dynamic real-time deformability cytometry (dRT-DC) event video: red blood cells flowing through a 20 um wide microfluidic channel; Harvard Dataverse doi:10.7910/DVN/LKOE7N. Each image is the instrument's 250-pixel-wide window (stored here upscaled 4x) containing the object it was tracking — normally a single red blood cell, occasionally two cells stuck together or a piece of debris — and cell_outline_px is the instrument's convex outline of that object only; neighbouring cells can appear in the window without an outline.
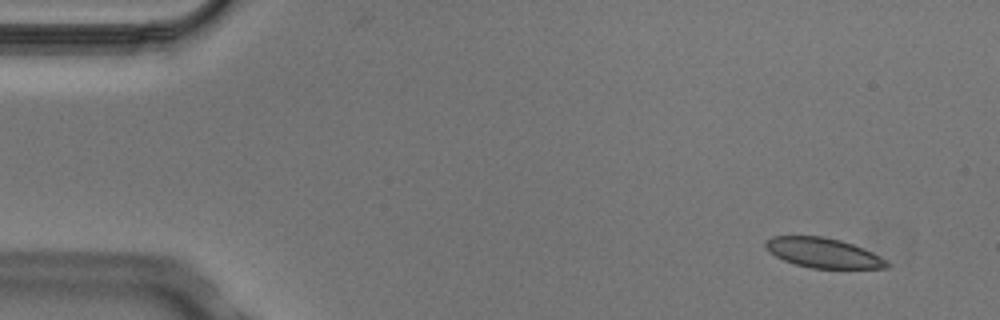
{"species": "Egyptian fruit bat (a non-hibernating species)", "species_latin": "Rousettus aegyptiacus", "temperature_condition": "cold", "stored_images_in_passage": 2, "camera_frame_rate_fps": 3000, "um_per_image_px": 0.085, "animal": {"sex": "male"}, "frame": {"image": 1, "passage_image": 1, "time_ms": 0.0, "image_size_px": [1000, 320], "cell_outline_px": [[892, 264], [888, 268], [812, 268], [796, 264], [784, 260], [776, 256], [764, 248], [764, 240], [772, 236], [824, 236], [840, 240], [852, 244], [872, 252], [888, 260]], "centroid_in_image_um": [69.97, 21.49], "position_along_channel_um": 15.0, "area_um2": 21.15}}